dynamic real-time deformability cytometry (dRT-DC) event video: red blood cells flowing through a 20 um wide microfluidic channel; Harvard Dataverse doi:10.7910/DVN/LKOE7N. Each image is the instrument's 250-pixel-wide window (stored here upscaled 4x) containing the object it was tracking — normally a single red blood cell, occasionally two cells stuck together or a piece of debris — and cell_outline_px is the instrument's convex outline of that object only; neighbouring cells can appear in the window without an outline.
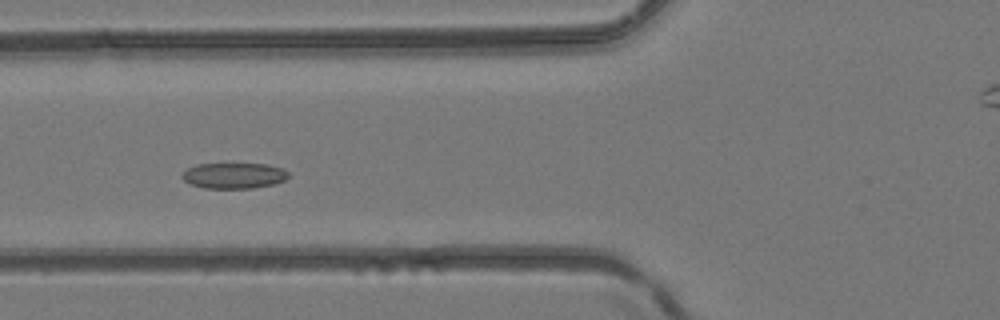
{"species": "common noctule bat (a hibernating species)", "species_latin": "Nyctalus noctula", "temperature_condition": "room temperature", "stored_images_in_passage": 33, "camera_frame_rate_fps": 3000, "um_per_image_px": 0.085, "animal": {"sex": "female", "body_mass_g": 24.6, "forearm_length_mm": 56.2}, "frame": {"image": 1, "passage_image": 8, "time_ms": 2.333, "image_size_px": [1000, 320], "cell_outline_px": [[288, 176], [284, 180], [272, 184], [252, 188], [204, 188], [192, 184], [184, 180], [180, 176], [188, 168], [196, 164], [268, 164], [284, 168], [288, 172]], "centroid_in_image_um": [19.89, 14.92], "position_along_channel_um": 105.9, "area_um2": 15.84}}
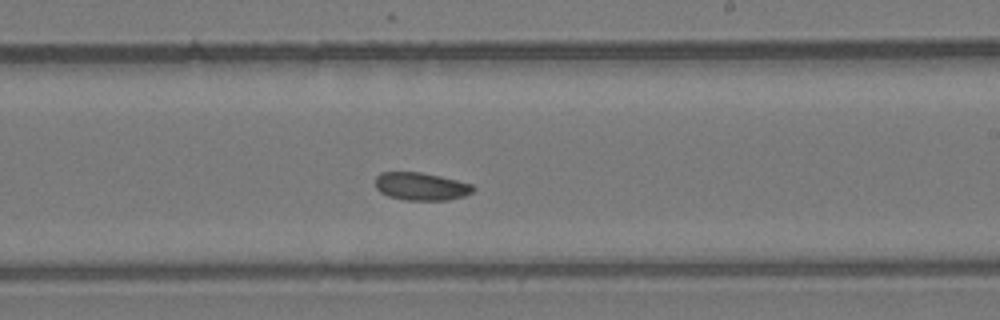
{"frame": {"image": 2, "passage_image": 18, "time_ms": 5.667, "image_size_px": [1000, 320], "cell_outline_px": [[476, 188], [472, 192], [464, 196], [448, 200], [408, 200], [388, 196], [380, 192], [376, 188], [376, 176], [380, 172], [420, 172], [440, 176], [472, 184]], "centroid_in_image_um": [35.79, 15.84], "position_along_channel_um": 253.2, "area_um2": 15.84}}
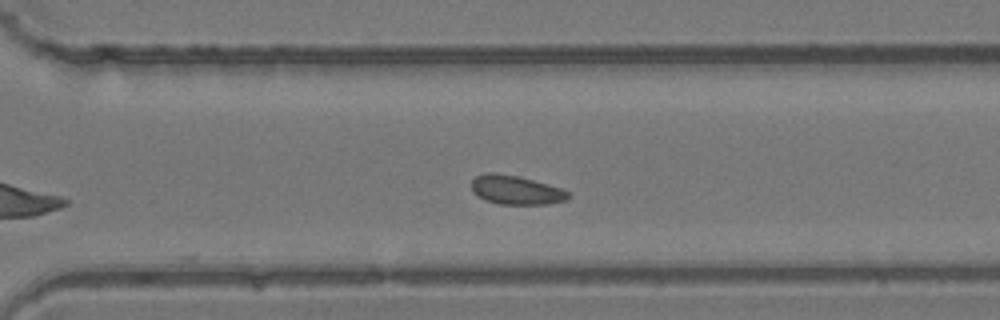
{"frame": {"image": 3, "passage_image": 23, "time_ms": 7.333, "image_size_px": [1000, 320], "cell_outline_px": [[572, 196], [568, 200], [548, 204], [500, 204], [484, 200], [472, 192], [472, 180], [476, 176], [488, 172], [496, 172], [516, 176], [548, 184], [560, 188], [568, 192]], "centroid_in_image_um": [43.86, 16.16], "position_along_channel_um": 326.7, "area_um2": 16.36}}